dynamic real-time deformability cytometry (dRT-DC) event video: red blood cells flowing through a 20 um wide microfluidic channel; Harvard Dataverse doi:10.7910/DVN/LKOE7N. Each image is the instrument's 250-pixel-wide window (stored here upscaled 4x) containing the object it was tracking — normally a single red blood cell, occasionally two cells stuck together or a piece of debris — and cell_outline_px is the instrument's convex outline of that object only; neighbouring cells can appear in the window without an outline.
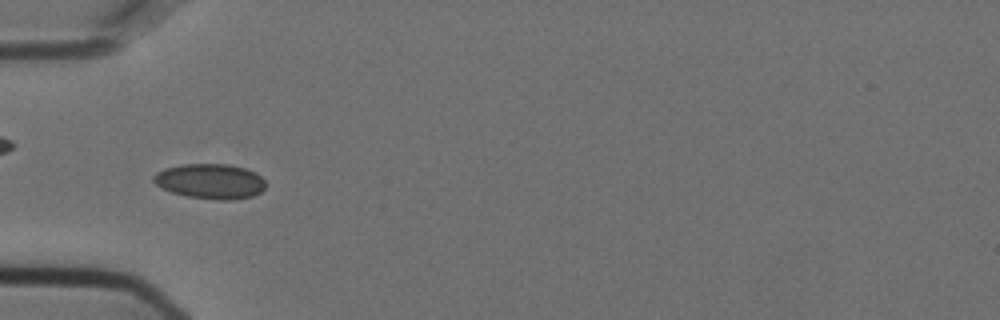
{"species": "Egyptian fruit bat (a non-hibernating species)", "species_latin": "Rousettus aegyptiacus", "temperature_condition": "cold", "stored_images_in_passage": 44, "camera_frame_rate_fps": 3000, "um_per_image_px": 0.085, "animal": {"sex": "female"}, "frame": {"image": 1, "passage_image": 6, "time_ms": 1.667, "image_size_px": [1000, 320], "cell_outline_px": [[264, 188], [260, 192], [252, 196], [232, 200], [220, 200], [188, 196], [172, 192], [160, 188], [152, 180], [152, 176], [156, 172], [164, 168], [180, 164], [228, 164], [244, 168], [256, 172], [264, 180]], "centroid_in_image_um": [17.84, 15.4], "position_along_channel_um": 67.2, "area_um2": 22.95}}
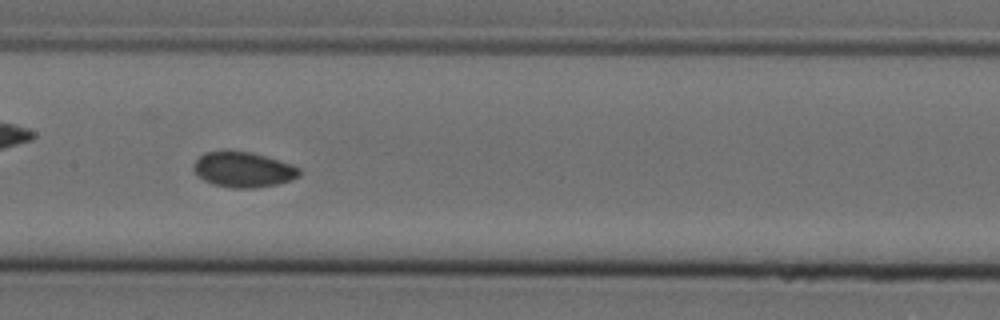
{"frame": {"image": 2, "passage_image": 16, "time_ms": 5.0, "image_size_px": [1000, 320], "cell_outline_px": [[300, 176], [292, 180], [276, 184], [252, 188], [232, 188], [212, 184], [204, 180], [192, 168], [192, 164], [204, 152], [228, 148], [252, 152], [292, 164], [300, 168]], "centroid_in_image_um": [20.65, 14.38], "position_along_channel_um": 186.7, "area_um2": 22.25}}
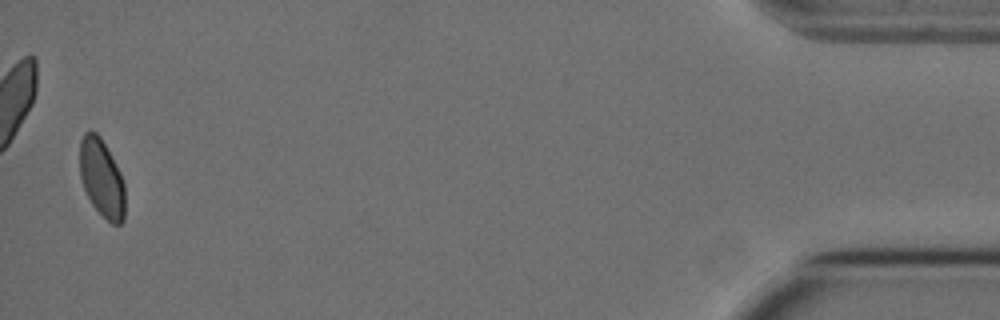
{"frame": {"image": 3, "passage_image": 43, "time_ms": 14.0, "image_size_px": [1000, 320], "cell_outline_px": [[124, 220], [120, 224], [112, 224], [92, 204], [84, 188], [80, 176], [80, 140], [84, 132], [96, 132], [100, 136], [120, 172], [124, 184]], "centroid_in_image_um": [8.64, 15.13], "position_along_channel_um": 426.6, "area_um2": 20.23}, "authors_computed_cell_mechanics": {"area_um2": 21.5016, "velocity_mm_per_s": 3.5915, "shape_relaxation_time_tau1_ms": null, "shape_relaxation_time_tau2_ms": 2.4369, "deformation_change_tau1": null, "deformation_change_tau2": 0.0483}}